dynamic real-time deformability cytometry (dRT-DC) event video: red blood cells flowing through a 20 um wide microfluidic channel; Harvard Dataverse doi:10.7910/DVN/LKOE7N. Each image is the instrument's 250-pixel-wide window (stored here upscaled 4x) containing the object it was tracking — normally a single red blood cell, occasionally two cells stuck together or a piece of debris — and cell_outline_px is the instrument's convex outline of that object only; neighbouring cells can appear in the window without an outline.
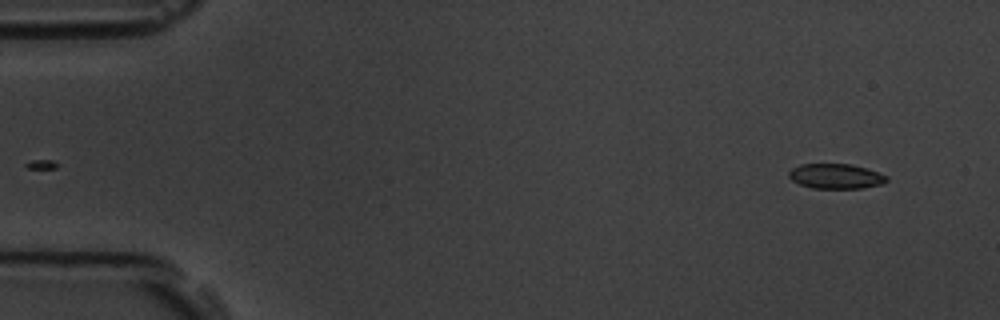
{"species": "common noctule bat (a hibernating species)", "species_latin": "Nyctalus noctula", "temperature_condition": "room temperature", "stored_images_in_passage": 3, "camera_frame_rate_fps": 3000, "um_per_image_px": 0.085, "animal": {"sex": "male", "body_mass_g": 19.5, "forearm_length_mm": 54.6}, "frame": {"image": 1, "passage_image": 3, "time_ms": 2.333, "image_size_px": [1000, 320], "cell_outline_px": [[888, 180], [884, 184], [864, 188], [812, 188], [800, 184], [792, 180], [788, 176], [788, 172], [792, 168], [800, 164], [852, 164], [868, 168], [888, 176]], "centroid_in_image_um": [71.08, 14.98], "position_along_channel_um": 13.9, "area_um2": 14.39}}